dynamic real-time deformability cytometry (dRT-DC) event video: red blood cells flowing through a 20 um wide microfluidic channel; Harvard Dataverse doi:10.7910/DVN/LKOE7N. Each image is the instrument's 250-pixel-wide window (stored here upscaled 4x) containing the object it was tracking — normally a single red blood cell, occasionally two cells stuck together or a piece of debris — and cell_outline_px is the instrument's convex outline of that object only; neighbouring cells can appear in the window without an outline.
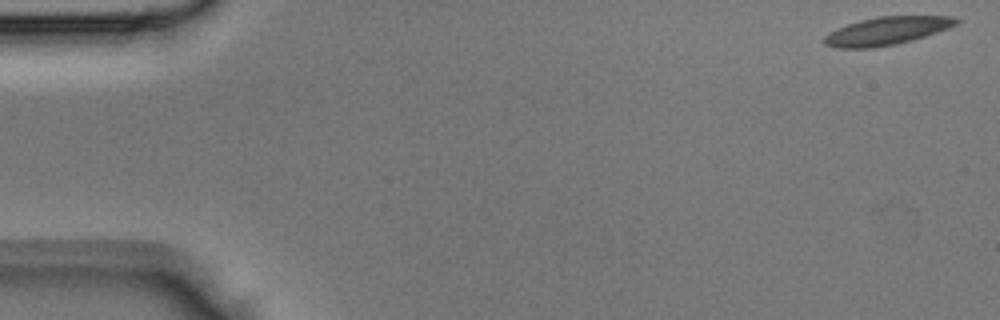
{"species": "Egyptian fruit bat (a non-hibernating species)", "species_latin": "Rousettus aegyptiacus", "temperature_condition": "room temperature", "stored_images_in_passage": 35, "camera_frame_rate_fps": 3000, "um_per_image_px": 0.085, "animal": {"sex": "male"}, "frame": {"image": 1, "passage_image": 1, "time_ms": 0.0, "image_size_px": [1000, 320], "cell_outline_px": [[960, 20], [956, 24], [948, 28], [912, 40], [896, 44], [872, 48], [836, 48], [824, 44], [824, 36], [828, 32], [836, 28], [860, 20], [880, 16], [952, 16]], "centroid_in_image_um": [75.33, 2.63], "position_along_channel_um": 9.7, "area_um2": 21.44}}
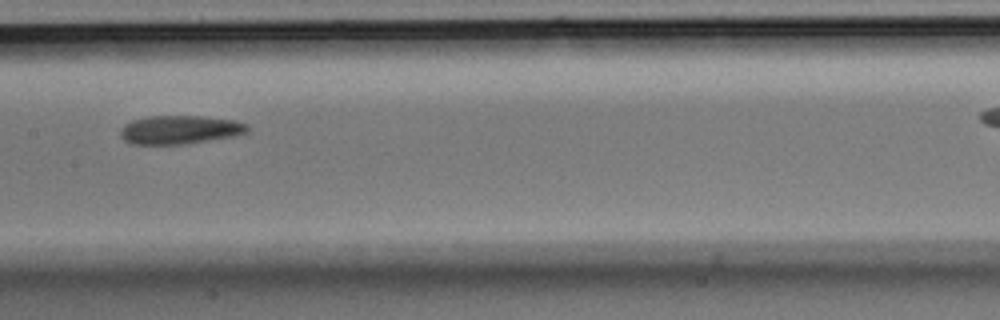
{"frame": {"image": 2, "passage_image": 21, "time_ms": 6.667, "image_size_px": [1000, 320], "cell_outline_px": [[248, 132], [236, 136], [180, 144], [132, 144], [124, 140], [120, 136], [120, 128], [124, 124], [132, 120], [148, 116], [200, 116], [236, 120], [248, 124]], "centroid_in_image_um": [15.28, 11.02], "position_along_channel_um": 192.1, "area_um2": 21.21}}
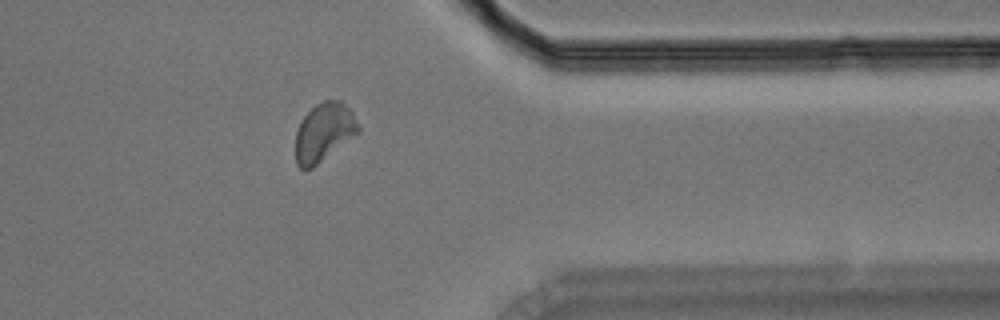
{"frame": {"image": 3, "passage_image": 34, "time_ms": 11.0, "image_size_px": [1000, 320], "cell_outline_px": [[360, 132], [312, 168], [300, 168], [296, 164], [296, 132], [300, 120], [316, 104], [324, 100], [340, 100], [352, 112], [360, 128]], "centroid_in_image_um": [27.53, 11.23], "position_along_channel_um": 383.9, "area_um2": 21.21}}